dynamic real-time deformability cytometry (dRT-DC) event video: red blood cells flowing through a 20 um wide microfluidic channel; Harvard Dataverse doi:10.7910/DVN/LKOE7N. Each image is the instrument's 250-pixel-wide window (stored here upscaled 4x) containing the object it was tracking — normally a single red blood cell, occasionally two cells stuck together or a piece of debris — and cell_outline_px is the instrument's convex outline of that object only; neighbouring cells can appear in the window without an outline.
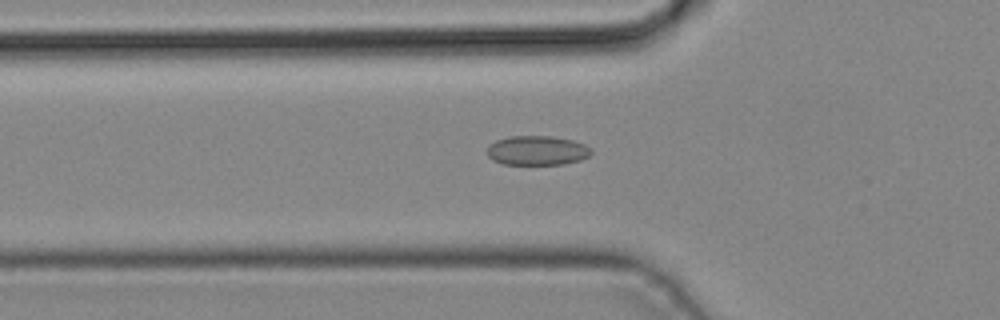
{"species": "common noctule bat (a hibernating species)", "species_latin": "Nyctalus noctula", "temperature_condition": "cold", "stored_images_in_passage": 33, "camera_frame_rate_fps": 3000, "um_per_image_px": 0.085, "animal": {"sex": "male", "body_mass_g": 19.2, "forearm_length_mm": 51.8}, "frame": {"image": 1, "passage_image": 9, "time_ms": 2.667, "image_size_px": [1000, 320], "cell_outline_px": [[592, 152], [588, 156], [580, 160], [564, 164], [504, 164], [492, 160], [488, 156], [488, 144], [496, 140], [512, 136], [552, 136], [572, 140], [584, 144], [592, 148]], "centroid_in_image_um": [45.66, 12.79], "position_along_channel_um": 80.1, "area_um2": 17.86}}
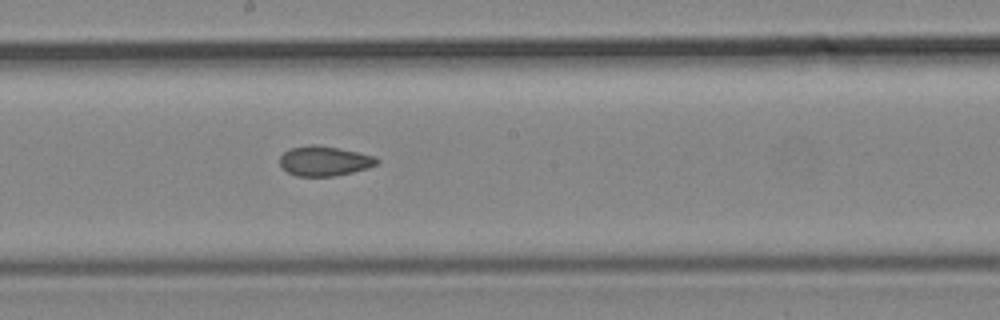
{"frame": {"image": 2, "passage_image": 18, "time_ms": 5.667, "image_size_px": [1000, 320], "cell_outline_px": [[380, 160], [376, 164], [368, 168], [352, 172], [332, 176], [296, 176], [288, 172], [280, 164], [280, 156], [284, 152], [292, 148], [308, 144], [316, 144], [340, 148], [376, 156]], "centroid_in_image_um": [27.59, 13.67], "position_along_channel_um": 220.6, "area_um2": 16.88}}
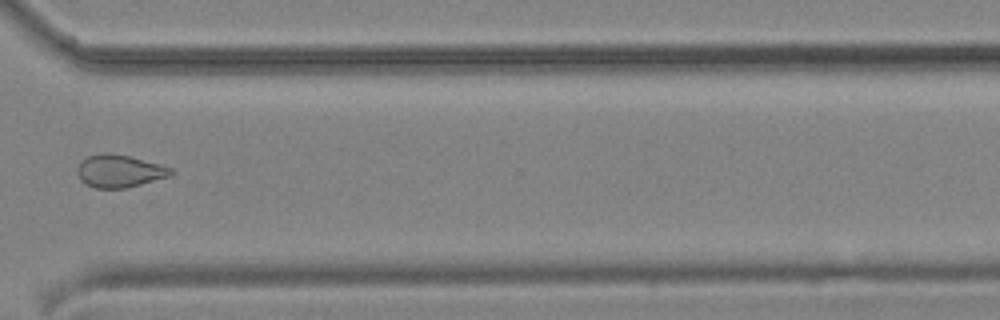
{"frame": {"image": 3, "passage_image": 27, "time_ms": 8.667, "image_size_px": [1000, 320], "cell_outline_px": [[176, 172], [172, 176], [124, 188], [96, 188], [84, 184], [80, 180], [76, 172], [76, 168], [88, 156], [128, 156], [172, 168]], "centroid_in_image_um": [10.18, 14.6], "position_along_channel_um": 360.4, "area_um2": 17.11}}